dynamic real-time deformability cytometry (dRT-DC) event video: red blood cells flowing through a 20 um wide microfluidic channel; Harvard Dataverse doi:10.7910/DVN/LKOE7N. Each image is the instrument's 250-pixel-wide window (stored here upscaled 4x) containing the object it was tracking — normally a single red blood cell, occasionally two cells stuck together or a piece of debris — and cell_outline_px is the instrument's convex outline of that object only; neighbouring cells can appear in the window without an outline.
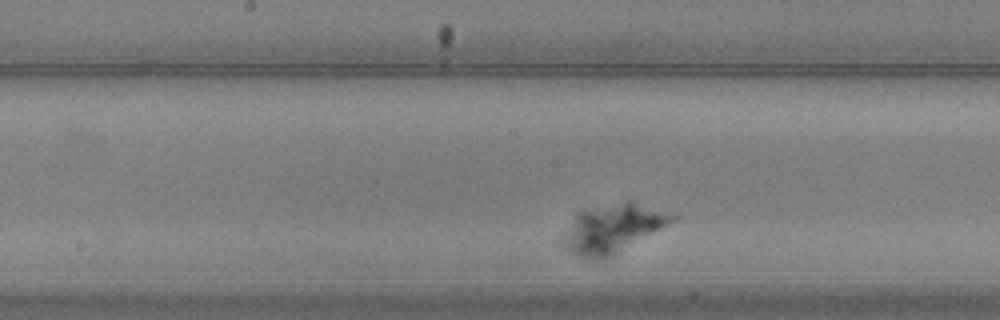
{"species": "common noctule bat (a hibernating species)", "species_latin": "Nyctalus noctula", "temperature_condition": "warm", "stored_images_in_passage": 33, "camera_frame_rate_fps": 3000, "um_per_image_px": 0.085, "animal": {"sex": "male", "body_mass_g": 20.5, "forearm_length_mm": 52.5}, "frame": {"image": 1, "passage_image": 15, "time_ms": 4.667, "image_size_px": [1000, 320], "cell_outline_px": [[680, 216], [660, 228], [612, 256], [592, 260], [576, 256], [568, 252], [560, 244], [560, 236], [576, 212], [628, 200], [632, 200]], "centroid_in_image_um": [51.98, 19.42], "position_along_channel_um": 196.2, "area_um2": 30.92}}
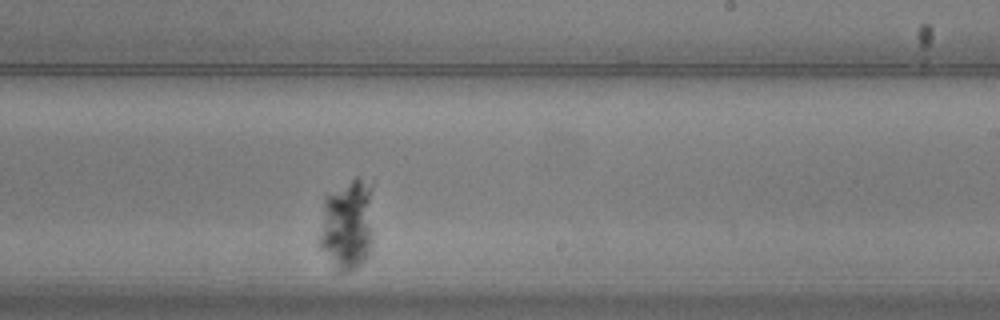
{"frame": {"image": 2, "passage_image": 21, "time_ms": 6.667, "image_size_px": [1000, 320], "cell_outline_px": [[372, 244], [364, 260], [352, 272], [336, 272], [320, 248], [320, 236], [324, 196], [356, 176], [372, 180]], "centroid_in_image_um": [29.54, 19.08], "position_along_channel_um": 259.5, "area_um2": 29.3}}
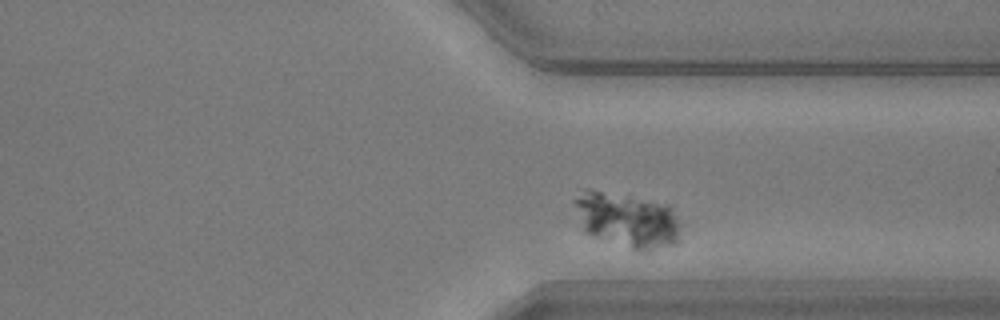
{"frame": {"image": 3, "passage_image": 30, "time_ms": 9.667, "image_size_px": [1000, 320], "cell_outline_px": [[680, 240], [676, 244], [648, 248], [632, 248], [584, 232], [572, 204], [572, 200], [584, 188], [588, 188], [668, 204], [672, 208], [680, 224]], "centroid_in_image_um": [53.27, 18.64], "position_along_channel_um": 358.1, "area_um2": 33.58}}